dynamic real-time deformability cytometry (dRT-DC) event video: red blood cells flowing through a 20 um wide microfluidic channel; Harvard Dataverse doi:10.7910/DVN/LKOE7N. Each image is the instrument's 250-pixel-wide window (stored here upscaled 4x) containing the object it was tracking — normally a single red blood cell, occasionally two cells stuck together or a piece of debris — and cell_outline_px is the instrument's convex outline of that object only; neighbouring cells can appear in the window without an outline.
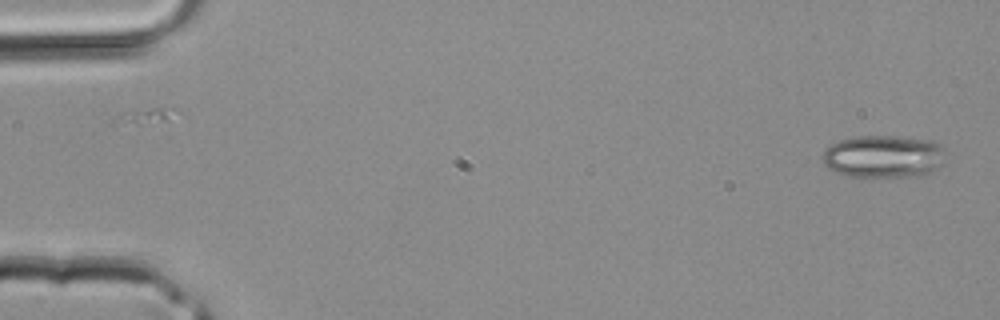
{"species": "common noctule bat (a hibernating species)", "species_latin": "Nyctalus noctula", "temperature_condition": "room temperature", "stored_images_in_passage": 39, "segment_of_instrument_passage": [1, 2], "camera_frame_rate_fps": 3000, "um_per_image_px": 0.085, "animal": {"sex": "male", "body_mass_g": 20.4}, "frame": {"image": 1, "passage_image": 1, "time_ms": 0.0, "image_size_px": [1000, 320], "cell_outline_px": [[940, 164], [936, 168], [924, 176], [844, 176], [828, 168], [824, 164], [824, 152], [832, 144], [840, 140], [860, 136], [892, 136], [928, 140], [940, 144]], "centroid_in_image_um": [75.04, 13.31], "position_along_channel_um": 10.0, "area_um2": 29.77}}
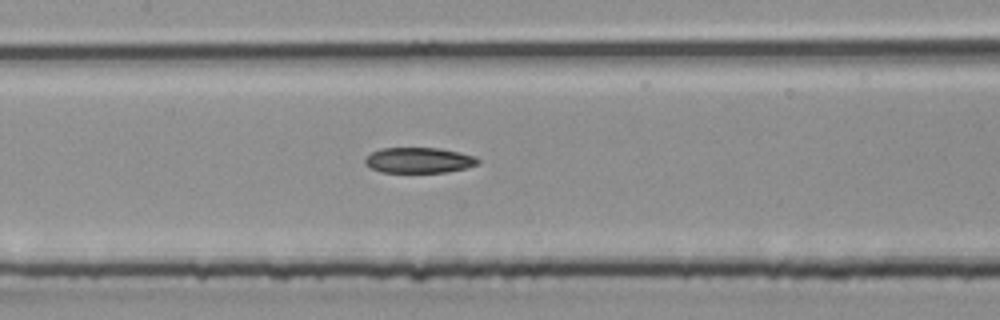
{"frame": {"image": 2, "passage_image": 18, "time_ms": 5.667, "image_size_px": [1000, 320], "cell_outline_px": [[480, 164], [468, 168], [448, 172], [380, 172], [364, 164], [364, 156], [380, 148], [440, 148], [460, 152], [476, 156], [480, 160]], "centroid_in_image_um": [35.63, 13.62], "position_along_channel_um": 171.8, "area_um2": 17.11}}
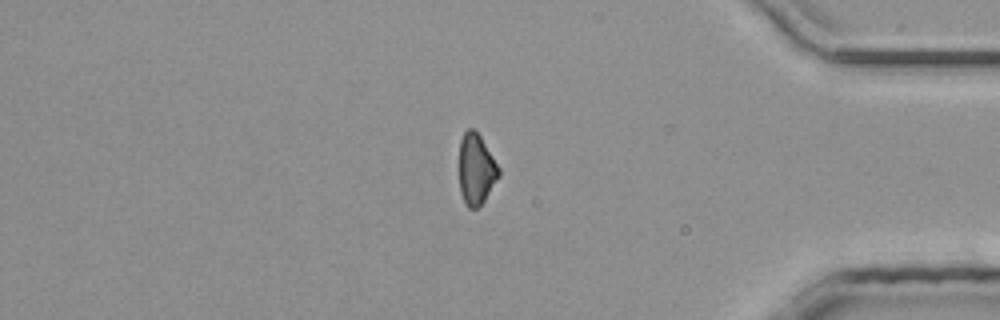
{"frame": {"image": 3, "passage_image": 32, "time_ms": 10.333, "image_size_px": [1000, 320], "cell_outline_px": [[500, 176], [484, 200], [476, 208], [468, 208], [460, 192], [460, 140], [464, 132], [468, 128], [472, 128], [480, 136], [500, 168]], "centroid_in_image_um": [40.48, 14.38], "position_along_channel_um": 394.7, "area_um2": 16.13}}